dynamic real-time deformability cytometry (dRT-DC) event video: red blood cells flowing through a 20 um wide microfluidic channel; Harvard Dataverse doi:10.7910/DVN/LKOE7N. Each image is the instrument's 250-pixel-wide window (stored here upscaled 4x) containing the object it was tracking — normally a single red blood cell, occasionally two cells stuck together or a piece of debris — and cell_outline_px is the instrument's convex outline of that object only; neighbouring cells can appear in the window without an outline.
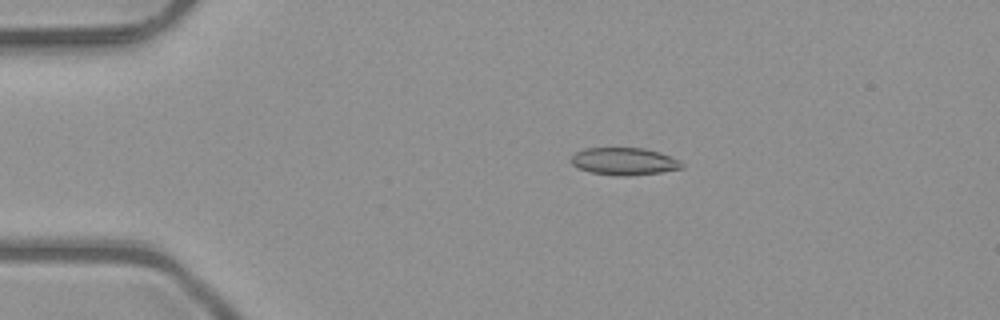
{"species": "common noctule bat (a hibernating species)", "species_latin": "Nyctalus noctula", "temperature_condition": "room temperature", "stored_images_in_passage": 6, "camera_frame_rate_fps": 3000, "um_per_image_px": 0.085, "animal": {"sex": "male", "body_mass_g": 23.1, "forearm_length_mm": 52.7}, "frame": {"image": 1, "passage_image": 4, "time_ms": 1.0, "image_size_px": [1000, 320], "cell_outline_px": [[684, 168], [660, 172], [628, 176], [616, 176], [592, 172], [580, 168], [572, 164], [572, 156], [576, 152], [584, 148], [644, 148], [660, 152], [680, 160], [684, 164]], "centroid_in_image_um": [53.1, 13.71], "position_along_channel_um": 31.9, "area_um2": 17.63}}
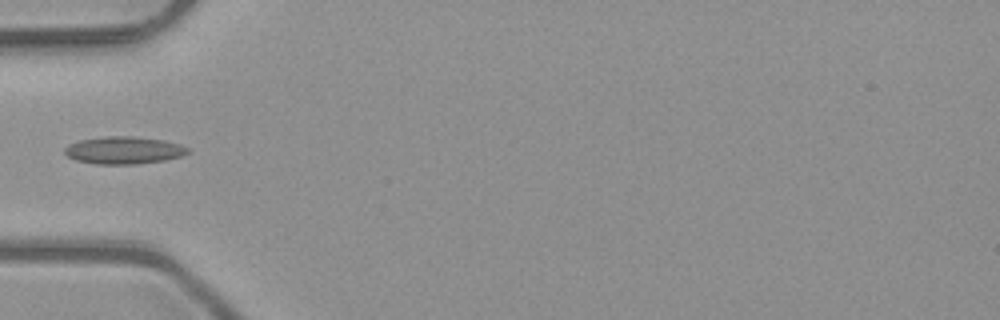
{"frame": {"image": 2, "passage_image": 6, "time_ms": 1.667, "image_size_px": [1000, 320], "cell_outline_px": [[192, 152], [180, 156], [164, 160], [136, 164], [96, 164], [76, 160], [68, 156], [64, 152], [64, 148], [80, 140], [108, 136], [132, 136], [164, 140], [180, 144], [188, 148]], "centroid_in_image_um": [10.56, 12.77], "position_along_channel_um": 74.4, "area_um2": 19.54}}